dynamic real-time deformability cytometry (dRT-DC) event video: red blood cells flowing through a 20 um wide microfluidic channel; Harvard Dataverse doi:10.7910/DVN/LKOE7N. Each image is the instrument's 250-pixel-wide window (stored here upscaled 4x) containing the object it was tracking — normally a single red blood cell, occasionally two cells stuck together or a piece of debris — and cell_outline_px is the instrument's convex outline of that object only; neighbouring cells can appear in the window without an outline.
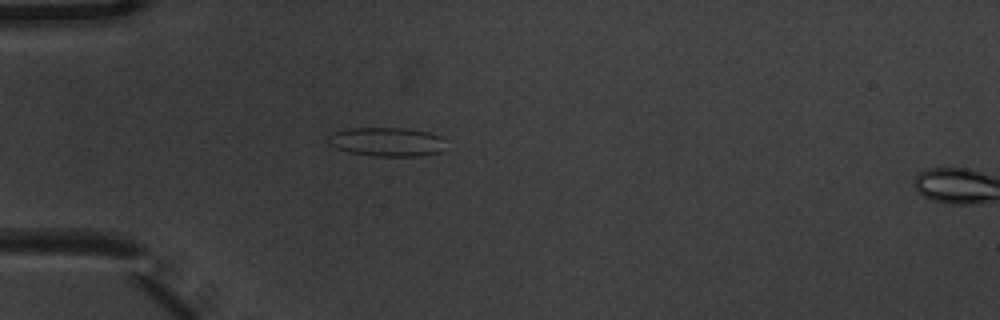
{"species": "common noctule bat (a hibernating species)", "species_latin": "Nyctalus noctula", "temperature_condition": "warm", "stored_images_in_passage": 2, "camera_frame_rate_fps": 3000, "um_per_image_px": 0.085, "animal": {"sex": "male", "body_mass_g": 20.1, "forearm_length_mm": 53.5}, "frame": {"image": 1, "passage_image": 1, "time_ms": 0.0, "image_size_px": [1000, 320], "cell_outline_px": [[440, 152], [420, 156], [372, 156], [348, 152], [336, 148], [328, 144], [324, 136], [332, 132], [348, 128], [404, 128], [428, 132], [440, 136]], "centroid_in_image_um": [32.72, 12.05], "position_along_channel_um": 52.3, "area_um2": 19.83}}